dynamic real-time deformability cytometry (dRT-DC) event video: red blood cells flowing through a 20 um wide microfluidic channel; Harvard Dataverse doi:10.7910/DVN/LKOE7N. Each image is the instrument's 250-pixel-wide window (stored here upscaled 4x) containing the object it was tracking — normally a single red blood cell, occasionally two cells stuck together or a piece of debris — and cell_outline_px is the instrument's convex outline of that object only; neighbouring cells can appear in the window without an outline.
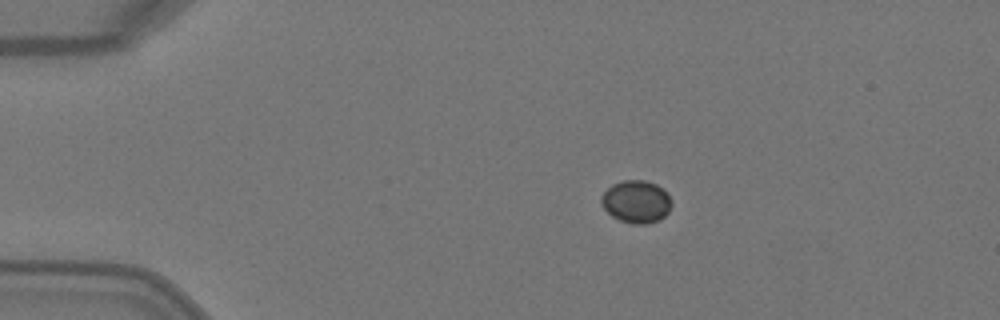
{"species": "Egyptian fruit bat (a non-hibernating species)", "species_latin": "Rousettus aegyptiacus", "temperature_condition": "warm", "stored_images_in_passage": 2, "camera_frame_rate_fps": 3000, "um_per_image_px": 0.085, "animal": {"sex": "female"}, "frame": {"image": 1, "passage_image": 1, "time_ms": 0.0, "image_size_px": [1000, 320], "cell_outline_px": [[672, 204], [668, 212], [660, 220], [648, 224], [632, 224], [620, 220], [612, 216], [604, 208], [600, 200], [600, 196], [612, 184], [624, 180], [644, 180], [656, 184], [664, 188], [668, 192], [672, 200]], "centroid_in_image_um": [54.11, 17.14], "position_along_channel_um": 30.9, "area_um2": 17.69}}